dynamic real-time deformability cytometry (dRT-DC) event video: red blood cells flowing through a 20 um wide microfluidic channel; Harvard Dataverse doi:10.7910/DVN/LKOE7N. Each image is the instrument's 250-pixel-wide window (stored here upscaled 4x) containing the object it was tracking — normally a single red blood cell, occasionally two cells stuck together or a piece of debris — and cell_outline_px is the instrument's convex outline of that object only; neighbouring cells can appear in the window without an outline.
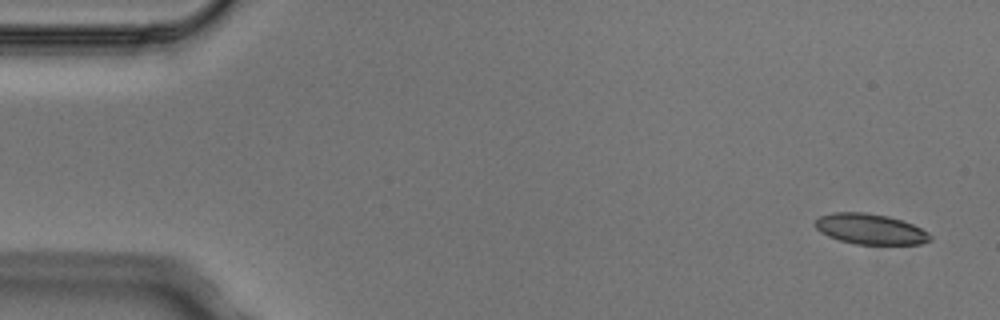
{"species": "Egyptian fruit bat (a non-hibernating species)", "species_latin": "Rousettus aegyptiacus", "temperature_condition": "cold", "stored_images_in_passage": 4, "camera_frame_rate_fps": 3000, "um_per_image_px": 0.085, "animal": {"sex": "male"}, "frame": {"image": 1, "passage_image": 1, "time_ms": 0.0, "image_size_px": [1000, 320], "cell_outline_px": [[932, 240], [920, 244], [856, 244], [840, 240], [828, 236], [820, 232], [812, 224], [820, 216], [832, 212], [864, 212], [888, 216], [912, 224], [928, 232], [932, 236]], "centroid_in_image_um": [73.95, 19.47], "position_along_channel_um": 11.0, "area_um2": 20.46}}
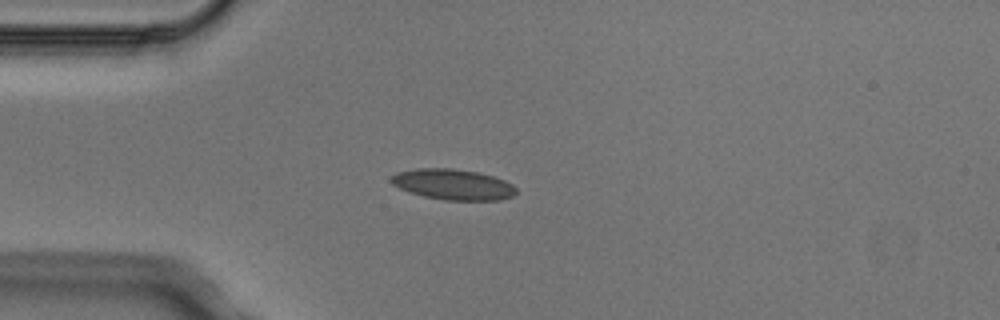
{"frame": {"image": 2, "passage_image": 4, "time_ms": 1.0, "image_size_px": [1000, 320], "cell_outline_px": [[516, 192], [512, 196], [500, 200], [444, 200], [424, 196], [408, 192], [392, 184], [388, 180], [396, 172], [416, 168], [452, 168], [480, 172], [504, 180], [512, 184], [516, 188]], "centroid_in_image_um": [38.48, 15.67], "position_along_channel_um": 46.5, "area_um2": 22.48}}